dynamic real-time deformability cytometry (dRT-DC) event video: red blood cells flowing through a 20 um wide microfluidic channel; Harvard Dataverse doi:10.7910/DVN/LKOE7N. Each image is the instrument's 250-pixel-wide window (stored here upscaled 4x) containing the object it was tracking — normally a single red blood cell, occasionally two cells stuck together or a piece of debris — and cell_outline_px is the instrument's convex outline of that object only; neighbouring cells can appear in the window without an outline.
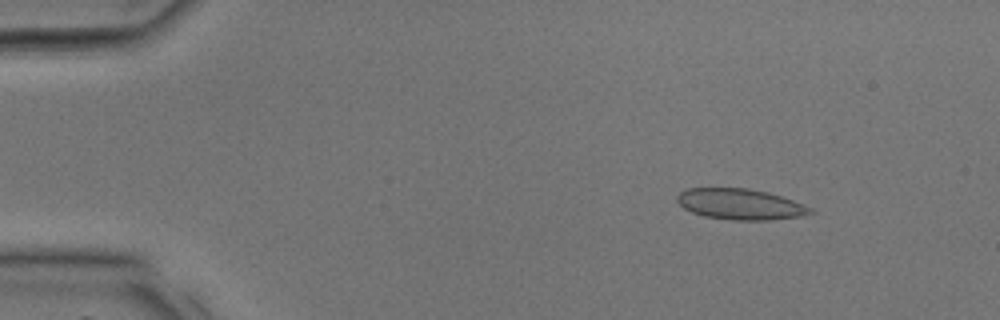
{"species": "common noctule bat (a hibernating species)", "species_latin": "Nyctalus noctula", "temperature_condition": "room temperature", "stored_images_in_passage": 31, "camera_frame_rate_fps": 3000, "um_per_image_px": 0.085, "animal": {"sex": "male", "body_mass_g": 17.9, "forearm_length_mm": 54.2}, "frame": {"image": 1, "passage_image": 1, "time_ms": 0.0, "image_size_px": [1000, 320], "cell_outline_px": [[816, 212], [800, 216], [772, 220], [732, 220], [704, 216], [692, 212], [684, 208], [676, 200], [676, 196], [680, 192], [688, 188], [748, 188], [768, 192], [804, 204], [812, 208]], "centroid_in_image_um": [62.93, 17.36], "position_along_channel_um": 22.1, "area_um2": 23.99}}
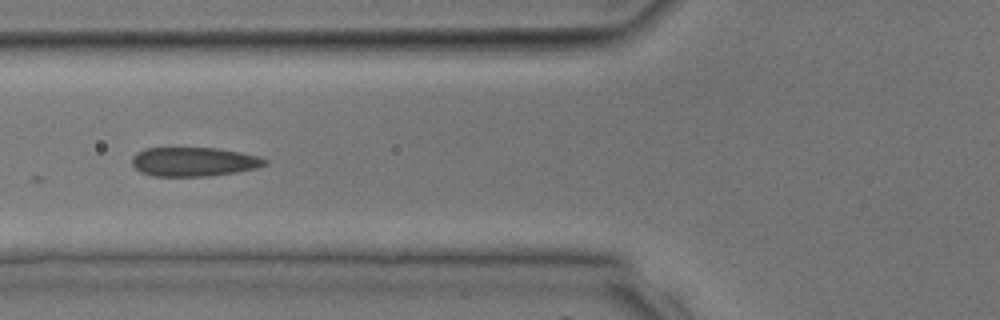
{"frame": {"image": 2, "passage_image": 10, "time_ms": 3.0, "image_size_px": [1000, 320], "cell_outline_px": [[268, 164], [256, 168], [236, 172], [208, 176], [152, 176], [140, 172], [132, 164], [132, 156], [136, 152], [144, 148], [216, 148], [240, 152], [260, 156], [268, 160]], "centroid_in_image_um": [16.47, 13.75], "position_along_channel_um": 109.3, "area_um2": 22.66}}
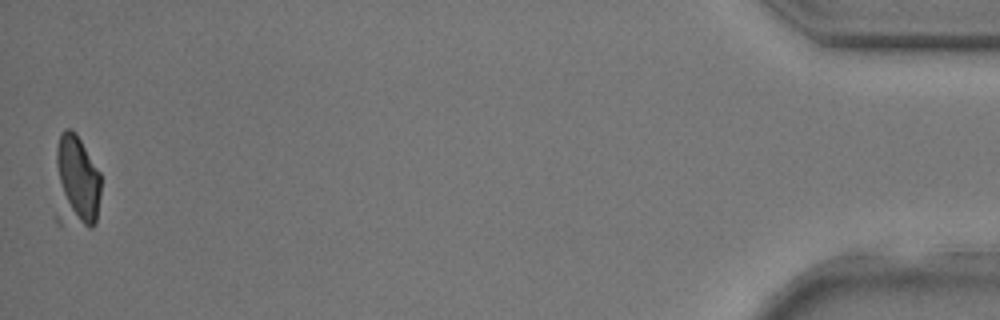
{"frame": {"image": 3, "passage_image": 31, "time_ms": 10.0, "image_size_px": [1000, 320], "cell_outline_px": [[100, 196], [96, 220], [92, 228], [88, 228], [56, 224], [52, 216], [56, 148], [60, 132], [64, 128], [72, 128], [76, 132], [100, 172]], "centroid_in_image_um": [6.37, 15.56], "position_along_channel_um": 428.8, "area_um2": 27.11}}